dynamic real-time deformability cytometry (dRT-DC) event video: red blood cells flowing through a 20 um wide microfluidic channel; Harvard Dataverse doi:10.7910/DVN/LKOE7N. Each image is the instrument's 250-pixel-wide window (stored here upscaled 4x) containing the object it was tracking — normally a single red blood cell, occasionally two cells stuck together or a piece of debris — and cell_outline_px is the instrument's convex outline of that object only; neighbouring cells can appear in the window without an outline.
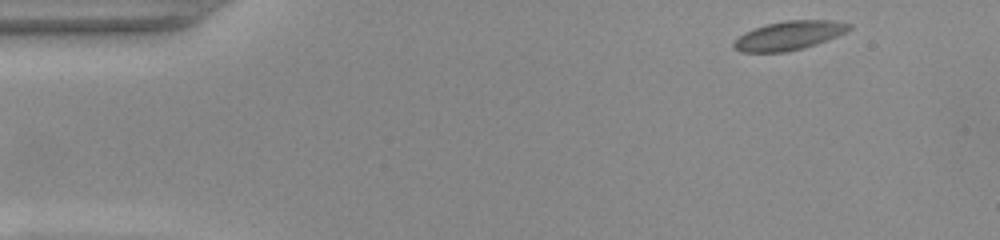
{"species": "common noctule bat (a hibernating species)", "species_latin": "Nyctalus noctula", "temperature_condition": "warm", "stored_images_in_passage": 48, "camera_frame_rate_fps": 3000, "um_per_image_px": 0.085, "animal": {"sex": "female", "body_mass_g": 22.0, "forearm_length_mm": 56.7}, "frame": {"image": 1, "passage_image": 1, "time_ms": 0.0, "image_size_px": [1000, 240], "cell_outline_px": [[852, 28], [836, 36], [816, 44], [804, 48], [788, 52], [740, 52], [732, 48], [732, 44], [744, 32], [768, 24], [784, 20], [828, 20], [852, 24]], "centroid_in_image_um": [67.04, 3.03], "position_along_channel_um": 18.0, "area_um2": 19.31}}
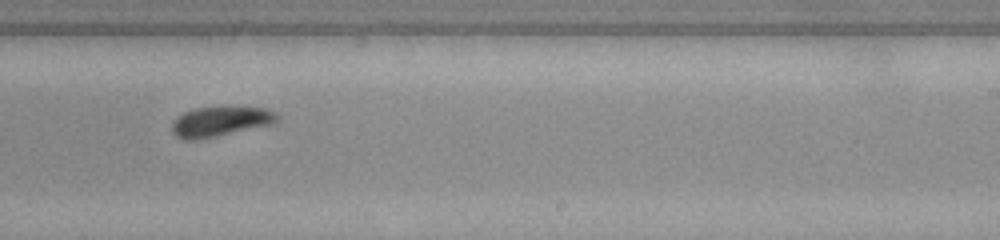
{"frame": {"image": 2, "passage_image": 28, "time_ms": 9.0, "image_size_px": [1000, 240], "cell_outline_px": [[276, 120], [272, 124], [216, 136], [196, 140], [184, 140], [176, 136], [172, 132], [172, 124], [176, 116], [192, 108], [264, 108], [276, 112]], "centroid_in_image_um": [18.65, 10.34], "position_along_channel_um": 270.4, "area_um2": 17.92}}
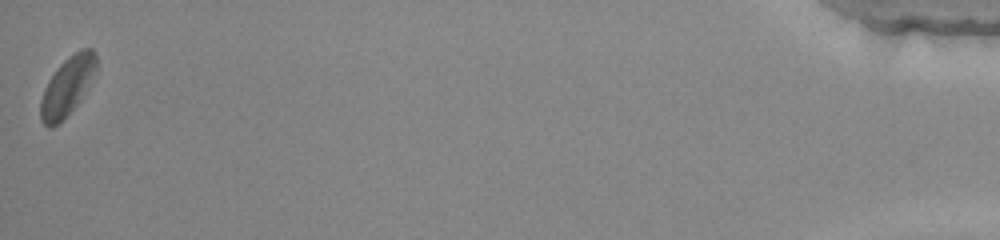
{"frame": {"image": 3, "passage_image": 48, "time_ms": 15.667, "image_size_px": [1000, 240], "cell_outline_px": [[96, 68], [80, 100], [52, 128], [48, 128], [40, 120], [40, 100], [44, 88], [48, 80], [60, 64], [68, 56], [84, 48], [92, 48], [96, 52]], "centroid_in_image_um": [5.68, 7.31], "position_along_channel_um": 429.5, "area_um2": 18.55}, "authors_computed_cell_mechanics": {"area_um2": 18.3804, "velocity_mm_per_s": 3.8673, "shape_relaxation_time_tau1_ms": 2.2415, "shape_relaxation_time_tau2_ms": 3.1561, "deformation_change_tau1": 0.1073, "deformation_change_tau2": 0.0819}}